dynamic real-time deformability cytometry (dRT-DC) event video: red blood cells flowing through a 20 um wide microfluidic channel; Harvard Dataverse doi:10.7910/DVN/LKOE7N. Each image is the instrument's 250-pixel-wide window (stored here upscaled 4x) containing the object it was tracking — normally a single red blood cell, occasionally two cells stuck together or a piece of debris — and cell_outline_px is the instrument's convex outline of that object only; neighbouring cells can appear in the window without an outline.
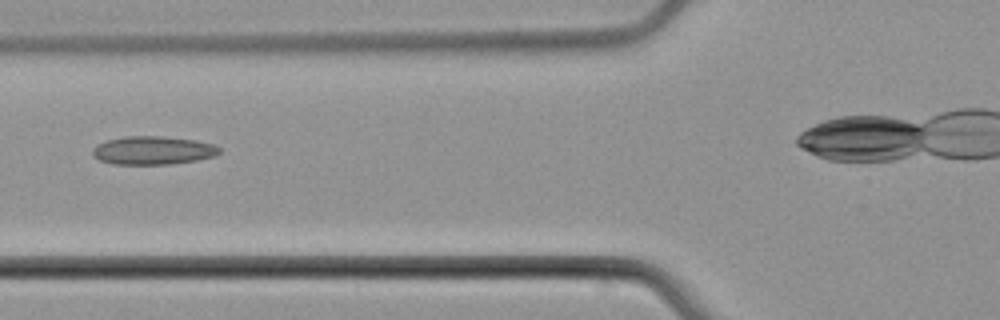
{"species": "common noctule bat (a hibernating species)", "species_latin": "Nyctalus noctula", "temperature_condition": "cold", "stored_images_in_passage": 5, "segment_of_instrument_passage": [1, 2], "camera_frame_rate_fps": 3000, "um_per_image_px": 0.085, "animal": {"sex": "male", "body_mass_g": 21.5, "forearm_length_mm": 52.0}, "frame": {"image": 1, "passage_image": 4, "time_ms": 3.333, "image_size_px": [1000, 320], "cell_outline_px": [[220, 152], [216, 156], [196, 160], [168, 164], [112, 164], [100, 160], [92, 156], [92, 148], [96, 144], [108, 140], [124, 136], [160, 136], [196, 140], [212, 144], [220, 148]], "centroid_in_image_um": [12.97, 12.78], "position_along_channel_um": 112.8, "area_um2": 20.98}}